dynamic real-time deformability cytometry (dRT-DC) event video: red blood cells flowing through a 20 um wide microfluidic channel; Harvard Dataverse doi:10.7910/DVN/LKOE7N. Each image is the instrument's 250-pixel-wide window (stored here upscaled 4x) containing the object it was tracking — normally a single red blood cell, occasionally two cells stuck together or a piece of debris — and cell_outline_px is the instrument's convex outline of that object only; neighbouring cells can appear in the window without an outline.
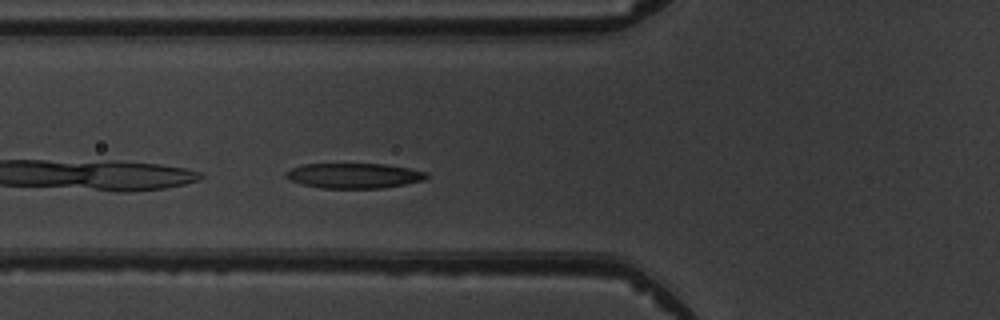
{"species": "common noctule bat (a hibernating species)", "species_latin": "Nyctalus noctula", "temperature_condition": "warm", "stored_images_in_passage": 4, "camera_frame_rate_fps": 3000, "um_per_image_px": 0.085, "animal": {"sex": "male", "body_mass_g": 19.5, "forearm_length_mm": 54.6}, "frame": {"image": 1, "passage_image": 4, "time_ms": 3.333, "image_size_px": [1000, 320], "cell_outline_px": [[428, 176], [424, 180], [384, 188], [320, 188], [300, 184], [284, 176], [284, 172], [292, 168], [304, 164], [384, 164], [408, 168], [428, 172]], "centroid_in_image_um": [30.08, 14.93], "position_along_channel_um": 95.7, "area_um2": 20.58}}